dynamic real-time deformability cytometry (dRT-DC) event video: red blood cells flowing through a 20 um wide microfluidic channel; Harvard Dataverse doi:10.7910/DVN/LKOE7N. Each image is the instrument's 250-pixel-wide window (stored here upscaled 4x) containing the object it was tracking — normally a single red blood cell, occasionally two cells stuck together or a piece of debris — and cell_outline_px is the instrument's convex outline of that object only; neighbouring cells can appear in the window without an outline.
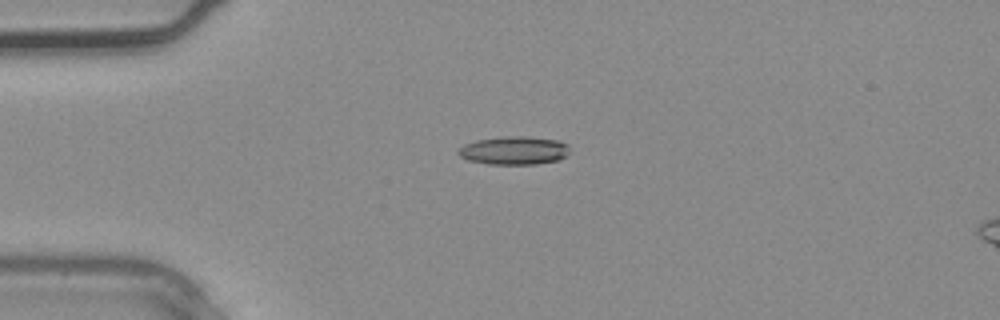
{"species": "common noctule bat (a hibernating species)", "species_latin": "Nyctalus noctula", "temperature_condition": "warm", "stored_images_in_passage": 2, "segment_of_instrument_passage": [1, 2], "camera_frame_rate_fps": 3000, "um_per_image_px": 0.085, "animal": {"sex": "male", "body_mass_g": 20.4}, "frame": {"image": 1, "passage_image": 1, "time_ms": 0.0, "image_size_px": [1000, 320], "cell_outline_px": [[568, 152], [560, 160], [536, 164], [488, 164], [468, 160], [460, 156], [456, 152], [464, 144], [476, 140], [504, 136], [524, 136], [560, 140], [568, 144]], "centroid_in_image_um": [43.69, 12.79], "position_along_channel_um": 41.3, "area_um2": 18.44}}